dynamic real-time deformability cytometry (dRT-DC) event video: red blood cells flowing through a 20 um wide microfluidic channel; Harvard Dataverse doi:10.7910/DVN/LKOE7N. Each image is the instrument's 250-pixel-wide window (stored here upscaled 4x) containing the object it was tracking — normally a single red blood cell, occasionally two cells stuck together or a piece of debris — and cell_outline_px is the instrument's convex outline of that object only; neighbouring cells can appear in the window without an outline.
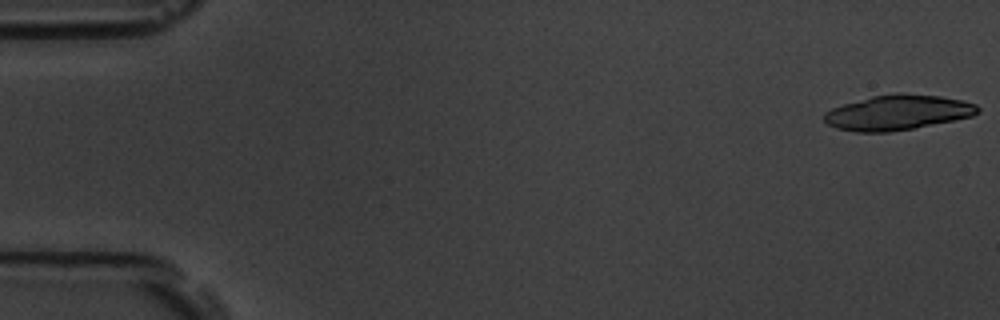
{"species": "common noctule bat (a hibernating species)", "species_latin": "Nyctalus noctula", "temperature_condition": "room temperature", "stored_images_in_passage": 8, "camera_frame_rate_fps": 3000, "um_per_image_px": 0.085, "animal": {"sex": "male", "body_mass_g": 19.5, "forearm_length_mm": 54.6}, "frame": {"image": 1, "passage_image": 1, "time_ms": 0.0, "image_size_px": [1000, 320], "cell_outline_px": [[980, 112], [972, 116], [912, 128], [888, 132], [856, 132], [836, 128], [828, 124], [824, 120], [824, 112], [832, 108], [844, 104], [872, 96], [896, 92], [900, 92], [940, 96], [960, 100], [976, 104], [980, 108]], "centroid_in_image_um": [76.29, 9.55], "position_along_channel_um": 8.7, "area_um2": 31.21}}